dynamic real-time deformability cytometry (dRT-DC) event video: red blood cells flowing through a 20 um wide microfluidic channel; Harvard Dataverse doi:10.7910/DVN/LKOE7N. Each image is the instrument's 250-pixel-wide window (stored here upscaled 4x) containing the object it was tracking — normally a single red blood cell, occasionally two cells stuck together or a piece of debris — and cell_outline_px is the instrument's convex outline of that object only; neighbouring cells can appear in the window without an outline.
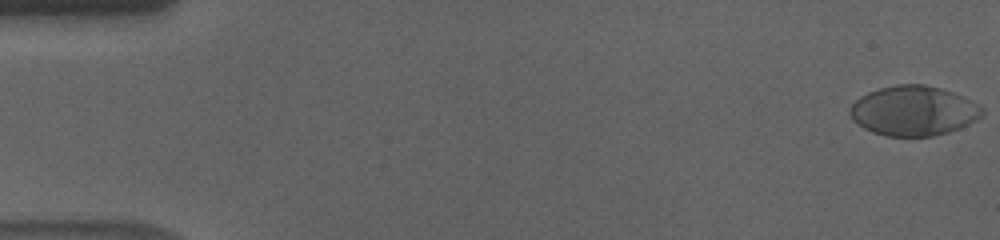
{"species": "human", "species_latin": "Homo sapiens", "temperature_condition": "cold", "stored_images_in_passage": 58, "camera_frame_rate_fps": 3000, "um_per_image_px": 0.085, "donor": {"sex": "male"}, "frame": {"image": 1, "passage_image": 1, "time_ms": 0.0, "image_size_px": [1000, 240], "cell_outline_px": [[984, 112], [976, 120], [960, 128], [948, 132], [932, 136], [888, 136], [872, 132], [856, 124], [852, 120], [848, 112], [852, 104], [860, 96], [868, 92], [880, 88], [896, 84], [924, 84], [940, 88], [952, 92], [984, 108]], "centroid_in_image_um": [77.61, 9.42], "position_along_channel_um": 7.4, "area_um2": 38.26}}
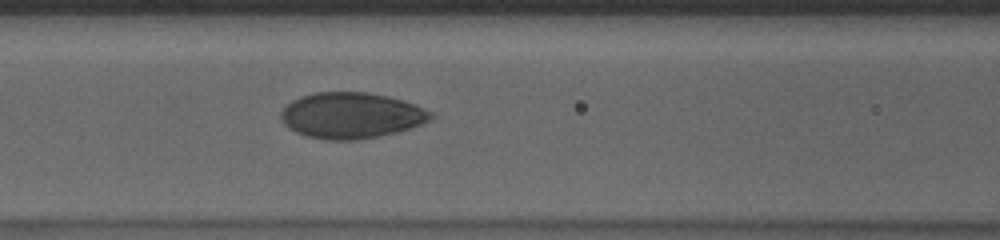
{"frame": {"image": 2, "passage_image": 25, "time_ms": 8.0, "image_size_px": [1000, 240], "cell_outline_px": [[432, 116], [428, 120], [420, 124], [396, 132], [356, 140], [328, 140], [304, 136], [288, 128], [284, 124], [280, 116], [280, 112], [292, 100], [300, 96], [316, 92], [368, 92], [388, 96], [404, 100], [416, 104], [432, 112]], "centroid_in_image_um": [29.82, 9.8], "position_along_channel_um": 136.8, "area_um2": 40.06}}
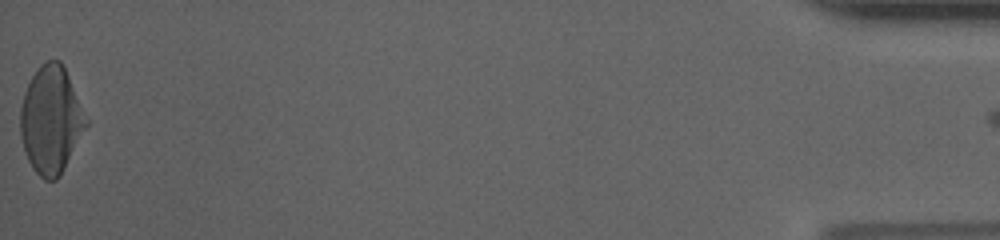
{"frame": {"image": 3, "passage_image": 58, "time_ms": 19.0, "image_size_px": [1000, 240], "cell_outline_px": [[88, 124], [60, 176], [56, 180], [44, 180], [32, 168], [28, 160], [20, 136], [20, 108], [24, 92], [32, 76], [40, 64], [48, 60], [60, 60], [68, 76], [88, 120]], "centroid_in_image_um": [4.32, 10.2], "position_along_channel_um": 430.9, "area_um2": 40.81}, "authors_computed_cell_mechanics": {"area_um2": 39.7664, "velocity_mm_per_s": 3.5539, "shape_relaxation_time_tau1_ms": 5.0188, "shape_relaxation_time_tau2_ms": 0.8665, "deformation_change_tau1": 0.1951, "deformation_change_tau2": 0.0394}}